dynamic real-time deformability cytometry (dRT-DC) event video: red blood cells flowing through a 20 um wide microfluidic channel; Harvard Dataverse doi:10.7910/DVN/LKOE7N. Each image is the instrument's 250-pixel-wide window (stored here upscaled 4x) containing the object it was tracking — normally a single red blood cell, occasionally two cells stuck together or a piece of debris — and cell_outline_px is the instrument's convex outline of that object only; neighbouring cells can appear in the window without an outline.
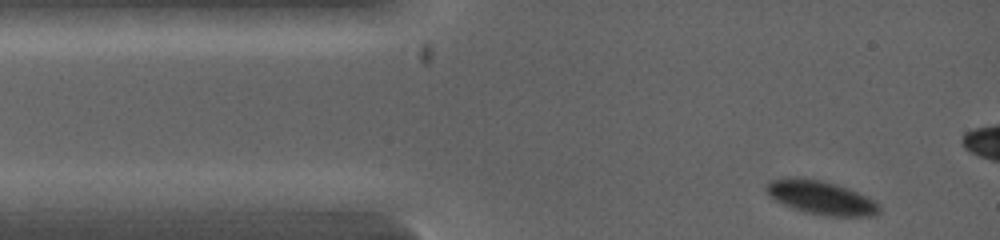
{"species": "common noctule bat (a hibernating species)", "species_latin": "Nyctalus noctula", "temperature_condition": "warm", "stored_images_in_passage": 16, "camera_frame_rate_fps": 5000, "um_per_image_px": 0.085, "animal": {"sex": "female", "body_mass_g": 19.0, "forearm_length_mm": 53.3}, "frame": {"image": 1, "passage_image": 1, "time_ms": 0.0, "image_size_px": [1000, 240], "cell_outline_px": [[880, 212], [876, 216], [824, 216], [804, 212], [784, 204], [768, 196], [764, 188], [768, 180], [792, 176], [800, 176], [820, 180], [836, 184], [848, 188], [880, 204]], "centroid_in_image_um": [69.74, 16.78], "position_along_channel_um": 15.3, "area_um2": 22.43}}